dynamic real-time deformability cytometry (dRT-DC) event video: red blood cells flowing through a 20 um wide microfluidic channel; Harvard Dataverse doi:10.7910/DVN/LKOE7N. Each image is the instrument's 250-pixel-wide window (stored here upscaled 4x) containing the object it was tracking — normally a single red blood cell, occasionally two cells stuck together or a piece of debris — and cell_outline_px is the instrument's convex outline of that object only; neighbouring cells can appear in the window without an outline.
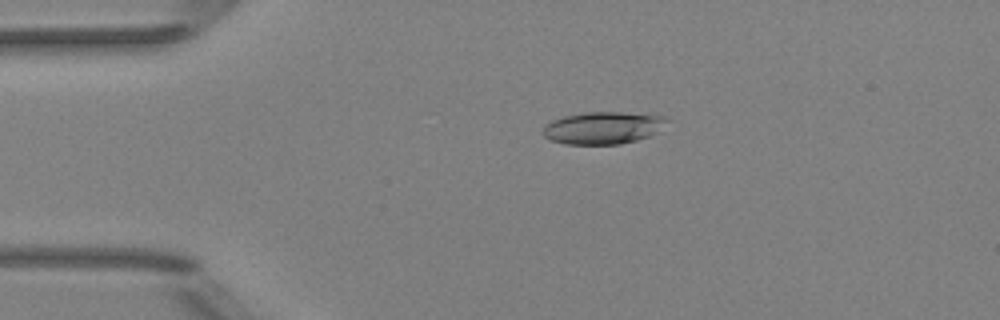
{"species": "Egyptian fruit bat (a non-hibernating species)", "species_latin": "Rousettus aegyptiacus", "temperature_condition": "room temperature", "stored_images_in_passage": 5, "camera_frame_rate_fps": 3000, "um_per_image_px": 0.085, "animal": {"sex": "female"}, "frame": {"image": 1, "passage_image": 4, "time_ms": 3.333, "image_size_px": [1000, 320], "cell_outline_px": [[672, 120], [648, 136], [636, 140], [620, 144], [564, 144], [552, 140], [544, 136], [544, 128], [552, 120], [564, 116], [584, 112], [620, 112], [664, 116]], "centroid_in_image_um": [51.27, 10.86], "position_along_channel_um": 33.7, "area_um2": 23.06}}